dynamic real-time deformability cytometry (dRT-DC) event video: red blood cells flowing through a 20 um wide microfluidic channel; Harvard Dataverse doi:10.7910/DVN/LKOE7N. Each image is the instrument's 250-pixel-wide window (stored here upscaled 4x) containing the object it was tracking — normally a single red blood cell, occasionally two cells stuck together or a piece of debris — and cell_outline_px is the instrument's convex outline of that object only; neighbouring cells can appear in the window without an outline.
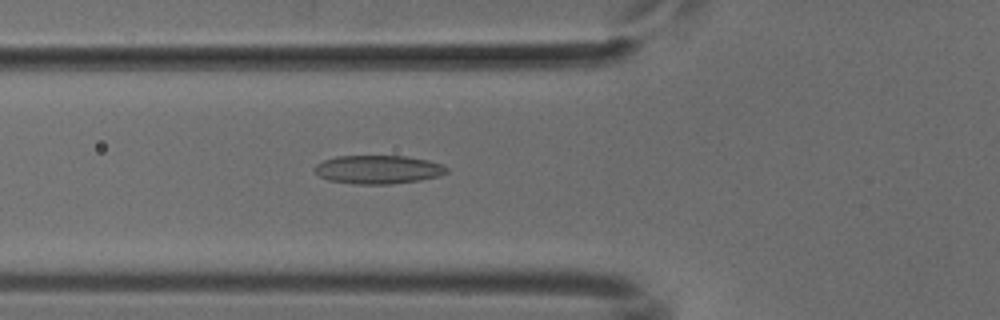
{"species": "common noctule bat (a hibernating species)", "species_latin": "Nyctalus noctula", "temperature_condition": "cold", "stored_images_in_passage": 49, "camera_frame_rate_fps": 3000, "um_per_image_px": 0.085, "animal": {"sex": "male", "body_mass_g": 18.8}, "frame": {"image": 1, "passage_image": 18, "time_ms": 5.667, "image_size_px": [1000, 320], "cell_outline_px": [[448, 172], [440, 176], [420, 180], [388, 184], [352, 184], [328, 180], [320, 176], [312, 168], [316, 164], [324, 160], [336, 156], [404, 156], [428, 160], [444, 164], [448, 168]], "centroid_in_image_um": [32.15, 14.41], "position_along_channel_um": 93.6, "area_um2": 22.08}}
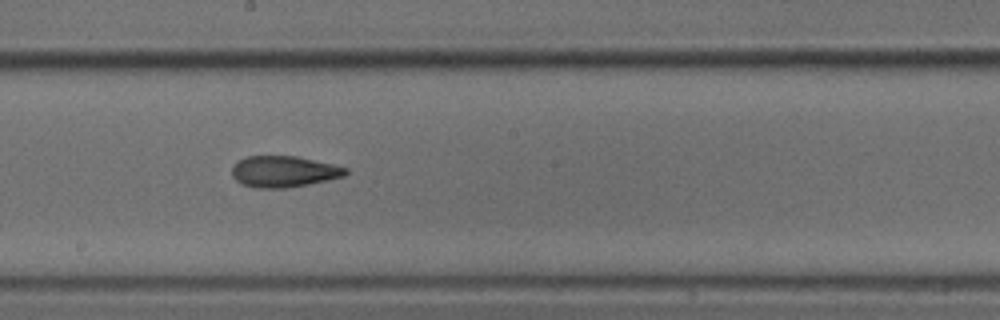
{"frame": {"image": 2, "passage_image": 28, "time_ms": 9.0, "image_size_px": [1000, 320], "cell_outline_px": [[348, 172], [344, 176], [328, 180], [308, 184], [284, 188], [256, 188], [240, 184], [232, 176], [232, 168], [240, 160], [248, 156], [296, 156], [332, 164], [348, 168]], "centroid_in_image_um": [24.12, 14.59], "position_along_channel_um": 224.1, "area_um2": 20.58}}
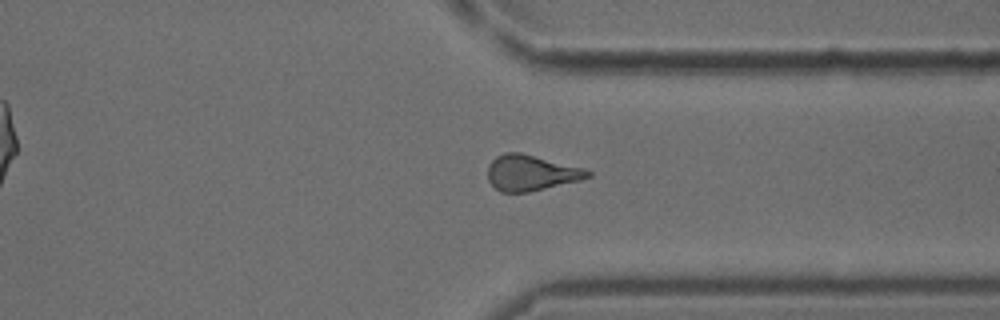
{"frame": {"image": 3, "passage_image": 39, "time_ms": 12.667, "image_size_px": [1000, 320], "cell_outline_px": [[592, 176], [580, 180], [528, 192], [500, 192], [488, 180], [488, 164], [496, 156], [504, 152], [520, 152], [584, 168], [592, 172]], "centroid_in_image_um": [45.13, 14.68], "position_along_channel_um": 366.3, "area_um2": 20.75}}